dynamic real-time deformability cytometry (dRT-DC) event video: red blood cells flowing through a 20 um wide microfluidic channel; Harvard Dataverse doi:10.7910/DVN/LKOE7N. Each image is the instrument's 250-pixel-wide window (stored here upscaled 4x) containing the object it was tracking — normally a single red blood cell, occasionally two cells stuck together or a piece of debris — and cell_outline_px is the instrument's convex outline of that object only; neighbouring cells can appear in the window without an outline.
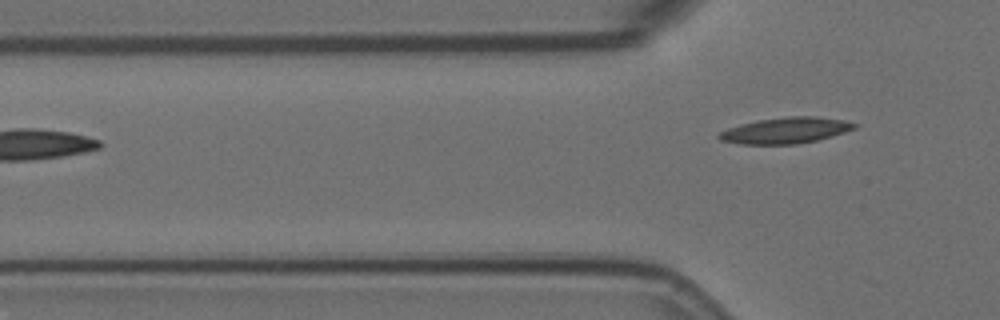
{"species": "Egyptian fruit bat (a non-hibernating species)", "species_latin": "Rousettus aegyptiacus", "temperature_condition": "room temperature", "stored_images_in_passage": 4, "camera_frame_rate_fps": 3000, "um_per_image_px": 0.085, "animal": {"sex": "female"}, "frame": {"image": 1, "passage_image": 4, "time_ms": 1.0, "image_size_px": [1000, 320], "cell_outline_px": [[860, 124], [856, 128], [844, 132], [816, 140], [796, 144], [740, 144], [720, 140], [716, 136], [720, 132], [728, 128], [740, 124], [756, 120], [788, 116], [816, 116], [844, 120]], "centroid_in_image_um": [66.77, 11.08], "position_along_channel_um": 59.0, "area_um2": 20.58}}